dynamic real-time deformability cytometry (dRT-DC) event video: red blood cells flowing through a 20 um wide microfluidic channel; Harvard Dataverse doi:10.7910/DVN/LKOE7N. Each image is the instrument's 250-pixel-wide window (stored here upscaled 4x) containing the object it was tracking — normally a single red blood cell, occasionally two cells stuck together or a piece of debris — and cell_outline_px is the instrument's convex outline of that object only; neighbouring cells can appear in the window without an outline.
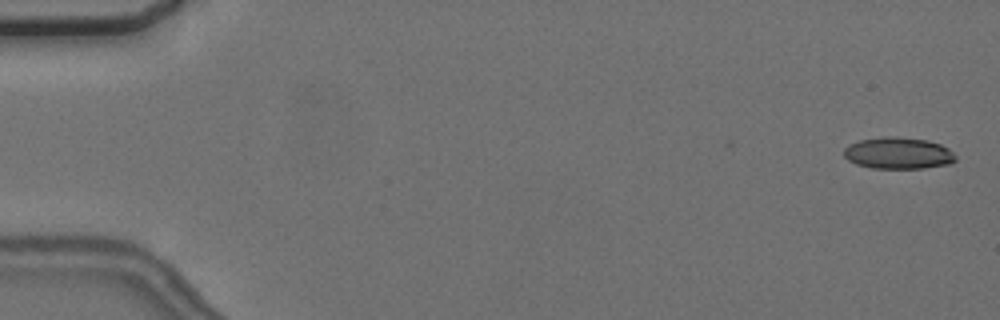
{"species": "common noctule bat (a hibernating species)", "species_latin": "Nyctalus noctula", "temperature_condition": "cold", "stored_images_in_passage": 2, "camera_frame_rate_fps": 3000, "um_per_image_px": 0.085, "animal": {"sex": "female", "body_mass_g": 24.6, "forearm_length_mm": 56.2}, "frame": {"image": 1, "passage_image": 2, "time_ms": 1.0, "image_size_px": [1000, 320], "cell_outline_px": [[956, 160], [948, 164], [924, 168], [872, 168], [856, 164], [848, 160], [844, 156], [844, 148], [848, 144], [860, 140], [884, 136], [896, 136], [928, 140], [940, 144], [948, 148], [956, 156]], "centroid_in_image_um": [76.34, 13.01], "position_along_channel_um": 8.7, "area_um2": 20.69}}